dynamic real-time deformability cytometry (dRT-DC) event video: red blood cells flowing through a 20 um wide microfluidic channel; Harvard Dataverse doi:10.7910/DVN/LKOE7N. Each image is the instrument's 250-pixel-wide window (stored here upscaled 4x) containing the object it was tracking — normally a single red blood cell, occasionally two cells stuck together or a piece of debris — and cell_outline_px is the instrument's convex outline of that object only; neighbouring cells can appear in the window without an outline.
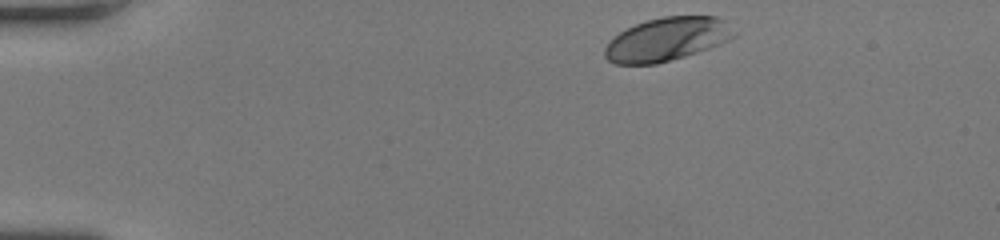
{"species": "human", "species_latin": "Homo sapiens", "temperature_condition": "room temperature", "stored_images_in_passage": 35, "camera_frame_rate_fps": 3000, "um_per_image_px": 0.085, "donor": {"sex": "female"}, "frame": {"image": 1, "passage_image": 1, "time_ms": 0.0, "image_size_px": [1000, 240], "cell_outline_px": [[736, 36], [720, 44], [684, 56], [656, 64], [616, 64], [608, 60], [604, 56], [604, 48], [608, 40], [620, 32], [636, 24], [648, 20], [664, 16], [716, 16]], "centroid_in_image_um": [56.6, 3.35], "position_along_channel_um": 28.4, "area_um2": 32.14}}
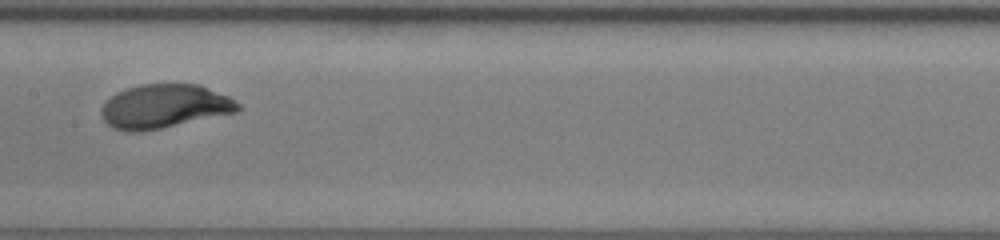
{"frame": {"image": 2, "passage_image": 19, "time_ms": 6.0, "image_size_px": [1000, 240], "cell_outline_px": [[244, 108], [240, 112], [140, 132], [128, 132], [112, 128], [104, 120], [100, 112], [100, 108], [116, 92], [124, 88], [140, 84], [200, 84], [228, 96], [236, 100]], "centroid_in_image_um": [14.01, 9.03], "position_along_channel_um": 193.4, "area_um2": 35.32}}
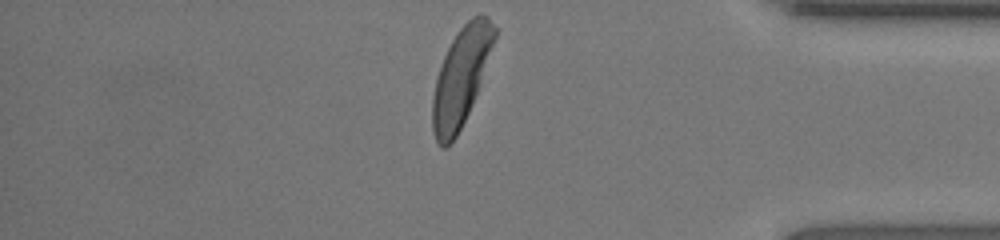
{"frame": {"image": 3, "passage_image": 35, "time_ms": 11.333, "image_size_px": [1000, 240], "cell_outline_px": [[496, 36], [472, 104], [456, 136], [448, 148], [440, 148], [436, 144], [432, 132], [432, 96], [436, 76], [444, 56], [456, 32], [472, 16], [480, 12], [488, 16], [496, 28]], "centroid_in_image_um": [39.15, 6.55], "position_along_channel_um": 396.1, "area_um2": 35.2}, "authors_computed_cell_mechanics": {"area_um2": 34.68, "velocity_mm_per_s": 4.2216, "shape_relaxation_time_tau1_ms": 2.1744, "shape_relaxation_time_tau2_ms": null, "deformation_change_tau1": 0.1802, "deformation_change_tau2": null}}